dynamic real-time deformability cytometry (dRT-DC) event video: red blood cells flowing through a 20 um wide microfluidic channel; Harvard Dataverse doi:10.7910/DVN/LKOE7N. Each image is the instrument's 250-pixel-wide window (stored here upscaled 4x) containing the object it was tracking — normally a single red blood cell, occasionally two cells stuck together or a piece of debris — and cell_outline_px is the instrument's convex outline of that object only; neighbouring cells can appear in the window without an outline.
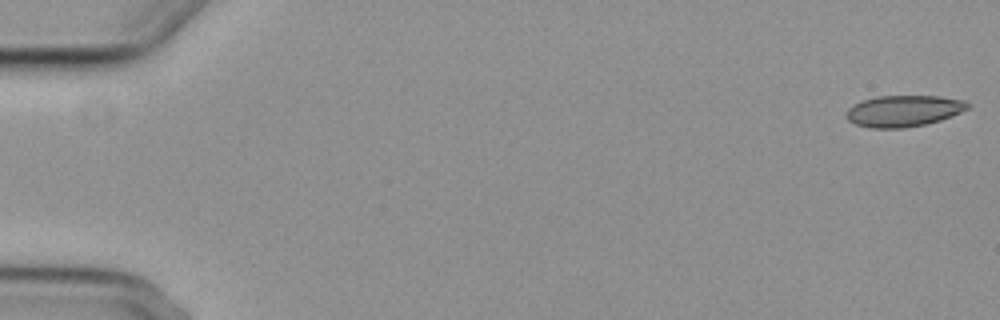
{"species": "common noctule bat (a hibernating species)", "species_latin": "Nyctalus noctula", "temperature_condition": "cold", "stored_images_in_passage": 5, "camera_frame_rate_fps": 3000, "um_per_image_px": 0.085, "animal": {"sex": "female", "body_mass_g": 29.2, "forearm_length_mm": 56.3}, "frame": {"image": 1, "passage_image": 1, "time_ms": 0.0, "image_size_px": [1000, 320], "cell_outline_px": [[972, 104], [968, 108], [960, 112], [940, 120], [924, 124], [904, 128], [868, 128], [856, 124], [848, 120], [844, 116], [848, 108], [852, 104], [860, 100], [876, 96], [940, 96], [964, 100]], "centroid_in_image_um": [76.76, 9.42], "position_along_channel_um": 8.2, "area_um2": 22.37}}
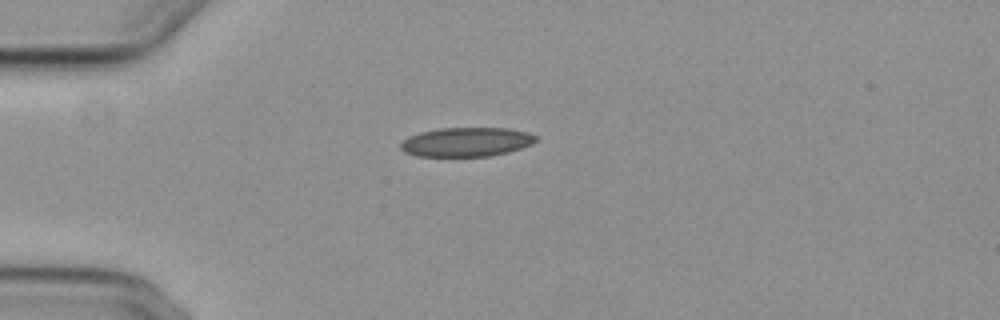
{"frame": {"image": 2, "passage_image": 5, "time_ms": 4.667, "image_size_px": [1000, 320], "cell_outline_px": [[536, 140], [532, 144], [508, 152], [488, 156], [416, 156], [404, 152], [400, 148], [400, 144], [408, 136], [420, 132], [440, 128], [508, 128], [528, 132], [536, 136]], "centroid_in_image_um": [39.62, 12.06], "position_along_channel_um": 45.4, "area_um2": 22.95}}